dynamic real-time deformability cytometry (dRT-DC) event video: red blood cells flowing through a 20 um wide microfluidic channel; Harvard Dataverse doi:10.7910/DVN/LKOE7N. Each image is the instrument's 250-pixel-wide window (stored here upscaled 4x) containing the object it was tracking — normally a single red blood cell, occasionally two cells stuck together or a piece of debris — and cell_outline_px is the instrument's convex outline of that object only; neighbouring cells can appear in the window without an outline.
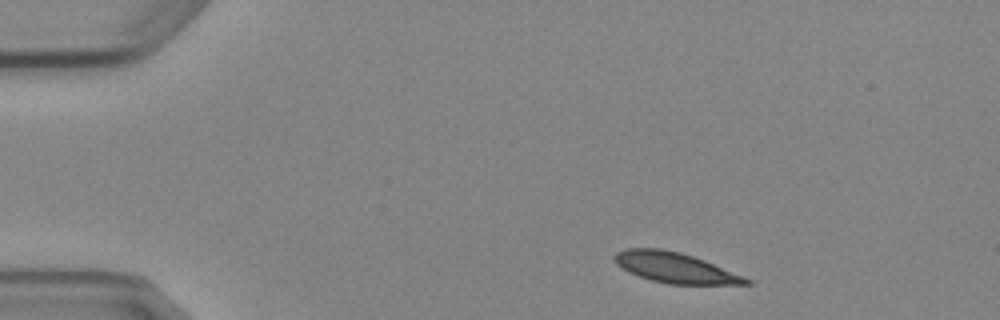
{"species": "Egyptian fruit bat (a non-hibernating species)", "species_latin": "Rousettus aegyptiacus", "temperature_condition": "cold", "stored_images_in_passage": 3, "camera_frame_rate_fps": 3000, "um_per_image_px": 0.085, "animal": {"sex": "female"}, "frame": {"image": 1, "passage_image": 1, "time_ms": 0.0, "image_size_px": [1000, 320], "cell_outline_px": [[752, 284], [668, 284], [652, 280], [628, 272], [616, 264], [612, 260], [612, 256], [616, 252], [628, 248], [660, 248], [680, 252], [704, 260], [744, 276], [752, 280]], "centroid_in_image_um": [57.35, 22.74], "position_along_channel_um": 27.7, "area_um2": 23.24}}